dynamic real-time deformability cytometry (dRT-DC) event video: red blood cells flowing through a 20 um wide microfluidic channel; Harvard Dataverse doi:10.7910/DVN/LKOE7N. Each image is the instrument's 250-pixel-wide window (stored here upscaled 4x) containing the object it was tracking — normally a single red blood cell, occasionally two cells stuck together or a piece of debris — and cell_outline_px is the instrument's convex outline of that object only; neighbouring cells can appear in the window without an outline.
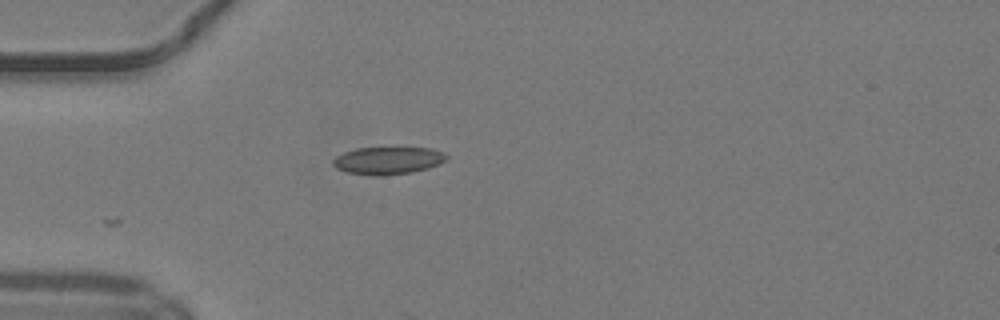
{"species": "common noctule bat (a hibernating species)", "species_latin": "Nyctalus noctula", "temperature_condition": "warm", "stored_images_in_passage": 7, "camera_frame_rate_fps": 3000, "um_per_image_px": 0.085, "animal": {"sex": "male", "body_mass_g": 19.2, "forearm_length_mm": 51.8}, "frame": {"image": 1, "passage_image": 1, "time_ms": 0.0, "image_size_px": [1000, 320], "cell_outline_px": [[448, 160], [440, 164], [428, 168], [412, 172], [384, 176], [372, 176], [344, 172], [336, 168], [332, 164], [332, 160], [336, 156], [344, 152], [356, 148], [432, 148], [444, 152], [448, 156]], "centroid_in_image_um": [32.98, 13.66], "position_along_channel_um": 52.0, "area_um2": 18.5}}
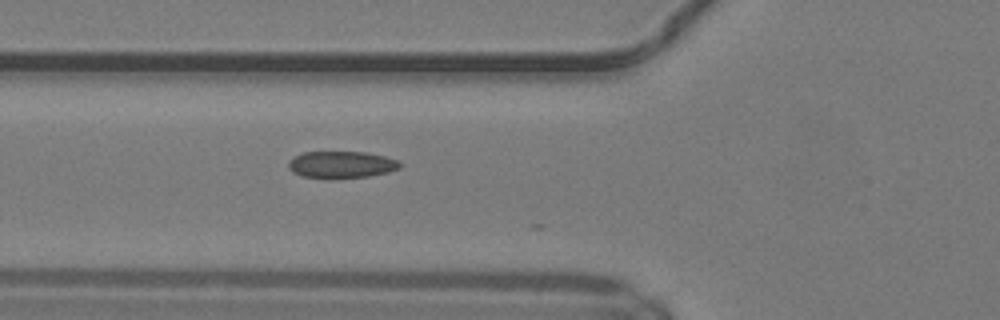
{"frame": {"image": 2, "passage_image": 5, "time_ms": 1.333, "image_size_px": [1000, 320], "cell_outline_px": [[400, 168], [388, 172], [368, 176], [332, 180], [328, 180], [300, 176], [292, 172], [288, 168], [288, 160], [304, 152], [364, 152], [384, 156], [396, 160], [400, 164]], "centroid_in_image_um": [28.95, 14.02], "position_along_channel_um": 96.8, "area_um2": 17.8}}